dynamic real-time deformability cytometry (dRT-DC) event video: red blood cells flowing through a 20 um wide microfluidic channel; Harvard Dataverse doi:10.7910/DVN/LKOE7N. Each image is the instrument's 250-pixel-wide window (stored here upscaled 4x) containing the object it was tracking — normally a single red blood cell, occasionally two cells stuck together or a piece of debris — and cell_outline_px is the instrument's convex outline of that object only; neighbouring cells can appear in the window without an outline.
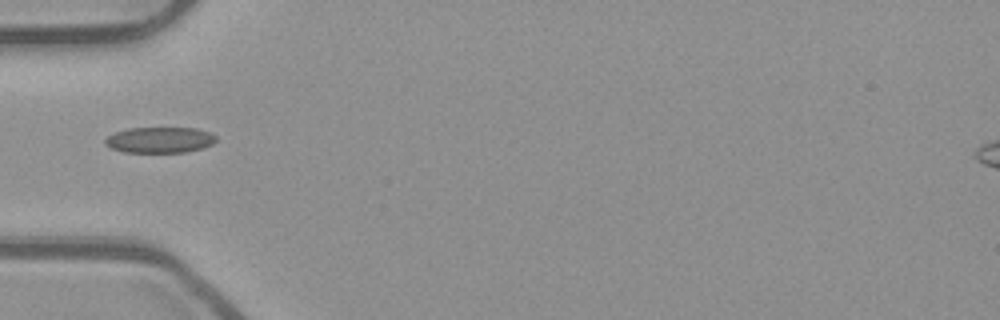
{"species": "common noctule bat (a hibernating species)", "species_latin": "Nyctalus noctula", "temperature_condition": "room temperature", "stored_images_in_passage": 36, "camera_frame_rate_fps": 3000, "um_per_image_px": 0.085, "animal": {"sex": "male", "body_mass_g": 23.1, "forearm_length_mm": 52.7}, "frame": {"image": 1, "passage_image": 1, "time_ms": 0.0, "image_size_px": [1000, 320], "cell_outline_px": [[216, 140], [212, 144], [200, 148], [184, 152], [124, 152], [112, 148], [104, 144], [104, 140], [108, 136], [116, 132], [128, 128], [196, 128], [208, 132], [216, 136]], "centroid_in_image_um": [13.56, 11.89], "position_along_channel_um": 71.4, "area_um2": 16.53}}
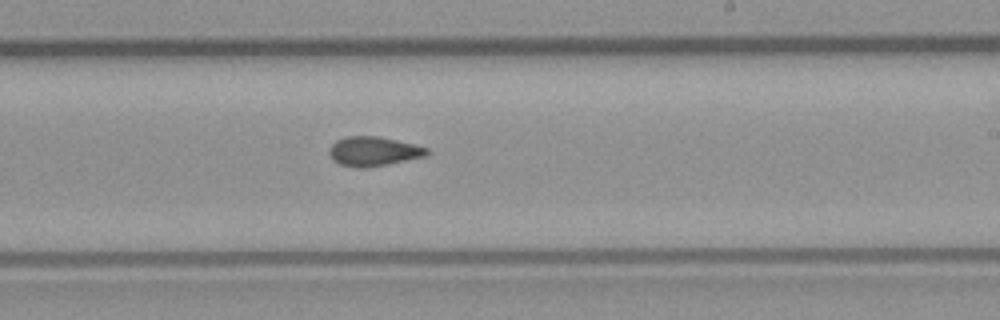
{"frame": {"image": 2, "passage_image": 15, "time_ms": 4.667, "image_size_px": [1000, 320], "cell_outline_px": [[428, 152], [424, 156], [388, 164], [368, 168], [360, 168], [340, 164], [332, 160], [328, 152], [328, 148], [336, 140], [348, 136], [376, 136], [412, 144], [428, 148]], "centroid_in_image_um": [31.68, 12.87], "position_along_channel_um": 257.3, "area_um2": 16.53}}
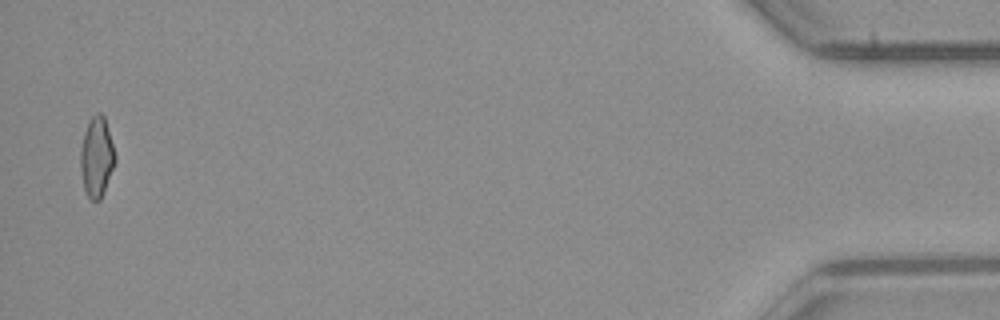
{"frame": {"image": 3, "passage_image": 35, "time_ms": 11.333, "image_size_px": [1000, 320], "cell_outline_px": [[116, 160], [104, 192], [100, 200], [92, 200], [88, 196], [84, 188], [80, 168], [80, 148], [84, 132], [88, 120], [96, 112], [100, 112], [104, 116], [116, 156]], "centroid_in_image_um": [8.21, 13.32], "position_along_channel_um": 427.0, "area_um2": 16.18}, "authors_computed_cell_mechanics": {"area_um2": 16.184, "velocity_mm_per_s": 3.9581, "shape_relaxation_time_tau1_ms": null, "shape_relaxation_time_tau2_ms": 2.9111, "deformation_change_tau1": null, "deformation_change_tau2": 0.0858}}